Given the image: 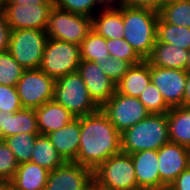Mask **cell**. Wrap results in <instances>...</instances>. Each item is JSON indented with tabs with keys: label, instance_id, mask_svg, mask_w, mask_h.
<instances>
[{
	"label": "cell",
	"instance_id": "cell-22",
	"mask_svg": "<svg viewBox=\"0 0 190 190\" xmlns=\"http://www.w3.org/2000/svg\"><path fill=\"white\" fill-rule=\"evenodd\" d=\"M188 50L174 44L155 41L152 52L146 61L151 66L186 70Z\"/></svg>",
	"mask_w": 190,
	"mask_h": 190
},
{
	"label": "cell",
	"instance_id": "cell-42",
	"mask_svg": "<svg viewBox=\"0 0 190 190\" xmlns=\"http://www.w3.org/2000/svg\"><path fill=\"white\" fill-rule=\"evenodd\" d=\"M105 6L122 5L124 0H101Z\"/></svg>",
	"mask_w": 190,
	"mask_h": 190
},
{
	"label": "cell",
	"instance_id": "cell-10",
	"mask_svg": "<svg viewBox=\"0 0 190 190\" xmlns=\"http://www.w3.org/2000/svg\"><path fill=\"white\" fill-rule=\"evenodd\" d=\"M100 109L121 134L145 119L150 113L137 97L115 92Z\"/></svg>",
	"mask_w": 190,
	"mask_h": 190
},
{
	"label": "cell",
	"instance_id": "cell-25",
	"mask_svg": "<svg viewBox=\"0 0 190 190\" xmlns=\"http://www.w3.org/2000/svg\"><path fill=\"white\" fill-rule=\"evenodd\" d=\"M30 162L38 164L48 171H53L65 161L46 135H38L33 147V154Z\"/></svg>",
	"mask_w": 190,
	"mask_h": 190
},
{
	"label": "cell",
	"instance_id": "cell-30",
	"mask_svg": "<svg viewBox=\"0 0 190 190\" xmlns=\"http://www.w3.org/2000/svg\"><path fill=\"white\" fill-rule=\"evenodd\" d=\"M24 71L9 51L0 53V85L16 86Z\"/></svg>",
	"mask_w": 190,
	"mask_h": 190
},
{
	"label": "cell",
	"instance_id": "cell-28",
	"mask_svg": "<svg viewBox=\"0 0 190 190\" xmlns=\"http://www.w3.org/2000/svg\"><path fill=\"white\" fill-rule=\"evenodd\" d=\"M159 16L176 26L190 28V0H168L162 4Z\"/></svg>",
	"mask_w": 190,
	"mask_h": 190
},
{
	"label": "cell",
	"instance_id": "cell-44",
	"mask_svg": "<svg viewBox=\"0 0 190 190\" xmlns=\"http://www.w3.org/2000/svg\"><path fill=\"white\" fill-rule=\"evenodd\" d=\"M186 70L190 71V49L188 50V60L186 64Z\"/></svg>",
	"mask_w": 190,
	"mask_h": 190
},
{
	"label": "cell",
	"instance_id": "cell-32",
	"mask_svg": "<svg viewBox=\"0 0 190 190\" xmlns=\"http://www.w3.org/2000/svg\"><path fill=\"white\" fill-rule=\"evenodd\" d=\"M138 98L150 114H165L171 109L152 81L146 86Z\"/></svg>",
	"mask_w": 190,
	"mask_h": 190
},
{
	"label": "cell",
	"instance_id": "cell-24",
	"mask_svg": "<svg viewBox=\"0 0 190 190\" xmlns=\"http://www.w3.org/2000/svg\"><path fill=\"white\" fill-rule=\"evenodd\" d=\"M169 142L190 148V107H173L167 112Z\"/></svg>",
	"mask_w": 190,
	"mask_h": 190
},
{
	"label": "cell",
	"instance_id": "cell-48",
	"mask_svg": "<svg viewBox=\"0 0 190 190\" xmlns=\"http://www.w3.org/2000/svg\"><path fill=\"white\" fill-rule=\"evenodd\" d=\"M1 190H7V187H6V186H4Z\"/></svg>",
	"mask_w": 190,
	"mask_h": 190
},
{
	"label": "cell",
	"instance_id": "cell-46",
	"mask_svg": "<svg viewBox=\"0 0 190 190\" xmlns=\"http://www.w3.org/2000/svg\"><path fill=\"white\" fill-rule=\"evenodd\" d=\"M97 190H107V189H104V188H101L97 185Z\"/></svg>",
	"mask_w": 190,
	"mask_h": 190
},
{
	"label": "cell",
	"instance_id": "cell-20",
	"mask_svg": "<svg viewBox=\"0 0 190 190\" xmlns=\"http://www.w3.org/2000/svg\"><path fill=\"white\" fill-rule=\"evenodd\" d=\"M40 135L57 131L76 117L54 99L35 109Z\"/></svg>",
	"mask_w": 190,
	"mask_h": 190
},
{
	"label": "cell",
	"instance_id": "cell-45",
	"mask_svg": "<svg viewBox=\"0 0 190 190\" xmlns=\"http://www.w3.org/2000/svg\"><path fill=\"white\" fill-rule=\"evenodd\" d=\"M87 190H97V185L93 182Z\"/></svg>",
	"mask_w": 190,
	"mask_h": 190
},
{
	"label": "cell",
	"instance_id": "cell-38",
	"mask_svg": "<svg viewBox=\"0 0 190 190\" xmlns=\"http://www.w3.org/2000/svg\"><path fill=\"white\" fill-rule=\"evenodd\" d=\"M170 190H190V166L167 187Z\"/></svg>",
	"mask_w": 190,
	"mask_h": 190
},
{
	"label": "cell",
	"instance_id": "cell-23",
	"mask_svg": "<svg viewBox=\"0 0 190 190\" xmlns=\"http://www.w3.org/2000/svg\"><path fill=\"white\" fill-rule=\"evenodd\" d=\"M150 82V65L146 60H143L129 68L116 84V92L138 98Z\"/></svg>",
	"mask_w": 190,
	"mask_h": 190
},
{
	"label": "cell",
	"instance_id": "cell-37",
	"mask_svg": "<svg viewBox=\"0 0 190 190\" xmlns=\"http://www.w3.org/2000/svg\"><path fill=\"white\" fill-rule=\"evenodd\" d=\"M11 29L5 14L0 12V53L8 51Z\"/></svg>",
	"mask_w": 190,
	"mask_h": 190
},
{
	"label": "cell",
	"instance_id": "cell-1",
	"mask_svg": "<svg viewBox=\"0 0 190 190\" xmlns=\"http://www.w3.org/2000/svg\"><path fill=\"white\" fill-rule=\"evenodd\" d=\"M121 134L101 109L81 116L78 155L74 162L93 171L107 159L121 152Z\"/></svg>",
	"mask_w": 190,
	"mask_h": 190
},
{
	"label": "cell",
	"instance_id": "cell-21",
	"mask_svg": "<svg viewBox=\"0 0 190 190\" xmlns=\"http://www.w3.org/2000/svg\"><path fill=\"white\" fill-rule=\"evenodd\" d=\"M48 174L49 171L38 164L22 163L6 187L9 190H45Z\"/></svg>",
	"mask_w": 190,
	"mask_h": 190
},
{
	"label": "cell",
	"instance_id": "cell-17",
	"mask_svg": "<svg viewBox=\"0 0 190 190\" xmlns=\"http://www.w3.org/2000/svg\"><path fill=\"white\" fill-rule=\"evenodd\" d=\"M80 134L81 117H78L46 136L64 161H75L79 151Z\"/></svg>",
	"mask_w": 190,
	"mask_h": 190
},
{
	"label": "cell",
	"instance_id": "cell-43",
	"mask_svg": "<svg viewBox=\"0 0 190 190\" xmlns=\"http://www.w3.org/2000/svg\"><path fill=\"white\" fill-rule=\"evenodd\" d=\"M9 0H0V12H3Z\"/></svg>",
	"mask_w": 190,
	"mask_h": 190
},
{
	"label": "cell",
	"instance_id": "cell-3",
	"mask_svg": "<svg viewBox=\"0 0 190 190\" xmlns=\"http://www.w3.org/2000/svg\"><path fill=\"white\" fill-rule=\"evenodd\" d=\"M121 152L133 154L159 150L169 142L167 113L149 114L145 119L121 133Z\"/></svg>",
	"mask_w": 190,
	"mask_h": 190
},
{
	"label": "cell",
	"instance_id": "cell-34",
	"mask_svg": "<svg viewBox=\"0 0 190 190\" xmlns=\"http://www.w3.org/2000/svg\"><path fill=\"white\" fill-rule=\"evenodd\" d=\"M18 165L14 153L4 140H0V183L3 186L13 179Z\"/></svg>",
	"mask_w": 190,
	"mask_h": 190
},
{
	"label": "cell",
	"instance_id": "cell-11",
	"mask_svg": "<svg viewBox=\"0 0 190 190\" xmlns=\"http://www.w3.org/2000/svg\"><path fill=\"white\" fill-rule=\"evenodd\" d=\"M93 182L91 168L74 161H65L49 171L45 190H87Z\"/></svg>",
	"mask_w": 190,
	"mask_h": 190
},
{
	"label": "cell",
	"instance_id": "cell-27",
	"mask_svg": "<svg viewBox=\"0 0 190 190\" xmlns=\"http://www.w3.org/2000/svg\"><path fill=\"white\" fill-rule=\"evenodd\" d=\"M156 41L190 49V28L166 23L160 16L157 23Z\"/></svg>",
	"mask_w": 190,
	"mask_h": 190
},
{
	"label": "cell",
	"instance_id": "cell-40",
	"mask_svg": "<svg viewBox=\"0 0 190 190\" xmlns=\"http://www.w3.org/2000/svg\"><path fill=\"white\" fill-rule=\"evenodd\" d=\"M7 4H19V5L54 4V0H9Z\"/></svg>",
	"mask_w": 190,
	"mask_h": 190
},
{
	"label": "cell",
	"instance_id": "cell-5",
	"mask_svg": "<svg viewBox=\"0 0 190 190\" xmlns=\"http://www.w3.org/2000/svg\"><path fill=\"white\" fill-rule=\"evenodd\" d=\"M93 179L96 185L107 190H141L137 186L131 155L124 152L101 163L93 171Z\"/></svg>",
	"mask_w": 190,
	"mask_h": 190
},
{
	"label": "cell",
	"instance_id": "cell-14",
	"mask_svg": "<svg viewBox=\"0 0 190 190\" xmlns=\"http://www.w3.org/2000/svg\"><path fill=\"white\" fill-rule=\"evenodd\" d=\"M158 171L161 189L167 188L178 175L190 166V148L168 142L158 150Z\"/></svg>",
	"mask_w": 190,
	"mask_h": 190
},
{
	"label": "cell",
	"instance_id": "cell-49",
	"mask_svg": "<svg viewBox=\"0 0 190 190\" xmlns=\"http://www.w3.org/2000/svg\"><path fill=\"white\" fill-rule=\"evenodd\" d=\"M4 186L0 183V190L3 188Z\"/></svg>",
	"mask_w": 190,
	"mask_h": 190
},
{
	"label": "cell",
	"instance_id": "cell-15",
	"mask_svg": "<svg viewBox=\"0 0 190 190\" xmlns=\"http://www.w3.org/2000/svg\"><path fill=\"white\" fill-rule=\"evenodd\" d=\"M78 72L88 89L90 97L99 107L116 92L115 82L96 63L81 60Z\"/></svg>",
	"mask_w": 190,
	"mask_h": 190
},
{
	"label": "cell",
	"instance_id": "cell-4",
	"mask_svg": "<svg viewBox=\"0 0 190 190\" xmlns=\"http://www.w3.org/2000/svg\"><path fill=\"white\" fill-rule=\"evenodd\" d=\"M54 100L76 118L95 113L100 109L90 97L78 71L71 72L55 81Z\"/></svg>",
	"mask_w": 190,
	"mask_h": 190
},
{
	"label": "cell",
	"instance_id": "cell-41",
	"mask_svg": "<svg viewBox=\"0 0 190 190\" xmlns=\"http://www.w3.org/2000/svg\"><path fill=\"white\" fill-rule=\"evenodd\" d=\"M183 106L190 107V71H187L185 93L183 97Z\"/></svg>",
	"mask_w": 190,
	"mask_h": 190
},
{
	"label": "cell",
	"instance_id": "cell-26",
	"mask_svg": "<svg viewBox=\"0 0 190 190\" xmlns=\"http://www.w3.org/2000/svg\"><path fill=\"white\" fill-rule=\"evenodd\" d=\"M109 57L106 39L91 29L80 44L81 60L105 63Z\"/></svg>",
	"mask_w": 190,
	"mask_h": 190
},
{
	"label": "cell",
	"instance_id": "cell-6",
	"mask_svg": "<svg viewBox=\"0 0 190 190\" xmlns=\"http://www.w3.org/2000/svg\"><path fill=\"white\" fill-rule=\"evenodd\" d=\"M91 29L92 18L60 9L54 5L49 12L45 32L50 39L80 46Z\"/></svg>",
	"mask_w": 190,
	"mask_h": 190
},
{
	"label": "cell",
	"instance_id": "cell-16",
	"mask_svg": "<svg viewBox=\"0 0 190 190\" xmlns=\"http://www.w3.org/2000/svg\"><path fill=\"white\" fill-rule=\"evenodd\" d=\"M130 155L135 168L137 186L141 190L161 189V179L158 171V151L144 150Z\"/></svg>",
	"mask_w": 190,
	"mask_h": 190
},
{
	"label": "cell",
	"instance_id": "cell-13",
	"mask_svg": "<svg viewBox=\"0 0 190 190\" xmlns=\"http://www.w3.org/2000/svg\"><path fill=\"white\" fill-rule=\"evenodd\" d=\"M150 75L152 83L170 108L183 106L187 70L150 65Z\"/></svg>",
	"mask_w": 190,
	"mask_h": 190
},
{
	"label": "cell",
	"instance_id": "cell-35",
	"mask_svg": "<svg viewBox=\"0 0 190 190\" xmlns=\"http://www.w3.org/2000/svg\"><path fill=\"white\" fill-rule=\"evenodd\" d=\"M94 63H96L101 68V70L104 71V73L115 82V84H117L122 79L124 74L132 66L125 60L113 57H109L105 63Z\"/></svg>",
	"mask_w": 190,
	"mask_h": 190
},
{
	"label": "cell",
	"instance_id": "cell-29",
	"mask_svg": "<svg viewBox=\"0 0 190 190\" xmlns=\"http://www.w3.org/2000/svg\"><path fill=\"white\" fill-rule=\"evenodd\" d=\"M38 135L40 133H19L3 140L14 153L17 163L22 164L30 162Z\"/></svg>",
	"mask_w": 190,
	"mask_h": 190
},
{
	"label": "cell",
	"instance_id": "cell-19",
	"mask_svg": "<svg viewBox=\"0 0 190 190\" xmlns=\"http://www.w3.org/2000/svg\"><path fill=\"white\" fill-rule=\"evenodd\" d=\"M92 29L105 39L123 38V4L104 6L99 10L92 17Z\"/></svg>",
	"mask_w": 190,
	"mask_h": 190
},
{
	"label": "cell",
	"instance_id": "cell-31",
	"mask_svg": "<svg viewBox=\"0 0 190 190\" xmlns=\"http://www.w3.org/2000/svg\"><path fill=\"white\" fill-rule=\"evenodd\" d=\"M60 9L92 18L105 5L101 0H54Z\"/></svg>",
	"mask_w": 190,
	"mask_h": 190
},
{
	"label": "cell",
	"instance_id": "cell-36",
	"mask_svg": "<svg viewBox=\"0 0 190 190\" xmlns=\"http://www.w3.org/2000/svg\"><path fill=\"white\" fill-rule=\"evenodd\" d=\"M22 108L16 86L0 85V111L14 113Z\"/></svg>",
	"mask_w": 190,
	"mask_h": 190
},
{
	"label": "cell",
	"instance_id": "cell-33",
	"mask_svg": "<svg viewBox=\"0 0 190 190\" xmlns=\"http://www.w3.org/2000/svg\"><path fill=\"white\" fill-rule=\"evenodd\" d=\"M106 44L110 57L125 60L131 65H135L143 61V59L135 52L133 47L125 41L124 38L106 39Z\"/></svg>",
	"mask_w": 190,
	"mask_h": 190
},
{
	"label": "cell",
	"instance_id": "cell-12",
	"mask_svg": "<svg viewBox=\"0 0 190 190\" xmlns=\"http://www.w3.org/2000/svg\"><path fill=\"white\" fill-rule=\"evenodd\" d=\"M54 4H7L3 13L11 31L21 29L45 30L49 12Z\"/></svg>",
	"mask_w": 190,
	"mask_h": 190
},
{
	"label": "cell",
	"instance_id": "cell-18",
	"mask_svg": "<svg viewBox=\"0 0 190 190\" xmlns=\"http://www.w3.org/2000/svg\"><path fill=\"white\" fill-rule=\"evenodd\" d=\"M19 133H39L35 109L22 108L14 113L0 111V140Z\"/></svg>",
	"mask_w": 190,
	"mask_h": 190
},
{
	"label": "cell",
	"instance_id": "cell-9",
	"mask_svg": "<svg viewBox=\"0 0 190 190\" xmlns=\"http://www.w3.org/2000/svg\"><path fill=\"white\" fill-rule=\"evenodd\" d=\"M55 79L40 69H28L16 84L23 108L36 109L54 99Z\"/></svg>",
	"mask_w": 190,
	"mask_h": 190
},
{
	"label": "cell",
	"instance_id": "cell-7",
	"mask_svg": "<svg viewBox=\"0 0 190 190\" xmlns=\"http://www.w3.org/2000/svg\"><path fill=\"white\" fill-rule=\"evenodd\" d=\"M47 39L45 30H13L8 51L25 70L39 69Z\"/></svg>",
	"mask_w": 190,
	"mask_h": 190
},
{
	"label": "cell",
	"instance_id": "cell-39",
	"mask_svg": "<svg viewBox=\"0 0 190 190\" xmlns=\"http://www.w3.org/2000/svg\"><path fill=\"white\" fill-rule=\"evenodd\" d=\"M123 4L132 7L149 8L159 12L162 7L163 0H124Z\"/></svg>",
	"mask_w": 190,
	"mask_h": 190
},
{
	"label": "cell",
	"instance_id": "cell-2",
	"mask_svg": "<svg viewBox=\"0 0 190 190\" xmlns=\"http://www.w3.org/2000/svg\"><path fill=\"white\" fill-rule=\"evenodd\" d=\"M159 12L123 4V38L146 60L156 41Z\"/></svg>",
	"mask_w": 190,
	"mask_h": 190
},
{
	"label": "cell",
	"instance_id": "cell-8",
	"mask_svg": "<svg viewBox=\"0 0 190 190\" xmlns=\"http://www.w3.org/2000/svg\"><path fill=\"white\" fill-rule=\"evenodd\" d=\"M80 61L79 45L48 38L39 69L57 80L78 71Z\"/></svg>",
	"mask_w": 190,
	"mask_h": 190
},
{
	"label": "cell",
	"instance_id": "cell-47",
	"mask_svg": "<svg viewBox=\"0 0 190 190\" xmlns=\"http://www.w3.org/2000/svg\"><path fill=\"white\" fill-rule=\"evenodd\" d=\"M158 190H170L169 188H164V189H158Z\"/></svg>",
	"mask_w": 190,
	"mask_h": 190
}]
</instances>
